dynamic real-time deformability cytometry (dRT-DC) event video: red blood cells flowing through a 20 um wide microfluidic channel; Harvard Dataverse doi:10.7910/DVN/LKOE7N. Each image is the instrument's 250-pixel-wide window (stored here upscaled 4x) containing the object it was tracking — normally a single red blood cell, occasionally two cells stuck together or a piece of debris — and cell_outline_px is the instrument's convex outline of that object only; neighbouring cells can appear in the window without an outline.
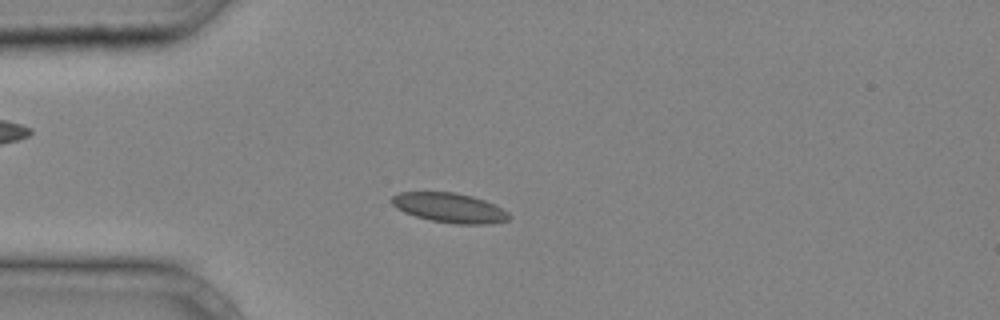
{"species": "common noctule bat (a hibernating species)", "species_latin": "Nyctalus noctula", "temperature_condition": "cold", "stored_images_in_passage": 40, "camera_frame_rate_fps": 3000, "um_per_image_px": 0.085, "animal": {"sex": "male", "body_mass_g": 20.4}, "frame": {"image": 1, "passage_image": 10, "time_ms": 3.0, "image_size_px": [1000, 320], "cell_outline_px": [[512, 216], [508, 220], [488, 224], [456, 224], [432, 220], [416, 216], [404, 212], [396, 208], [388, 200], [392, 196], [400, 192], [456, 192], [472, 196], [484, 200], [508, 212]], "centroid_in_image_um": [38.18, 17.65], "position_along_channel_um": 46.8, "area_um2": 20.23}}
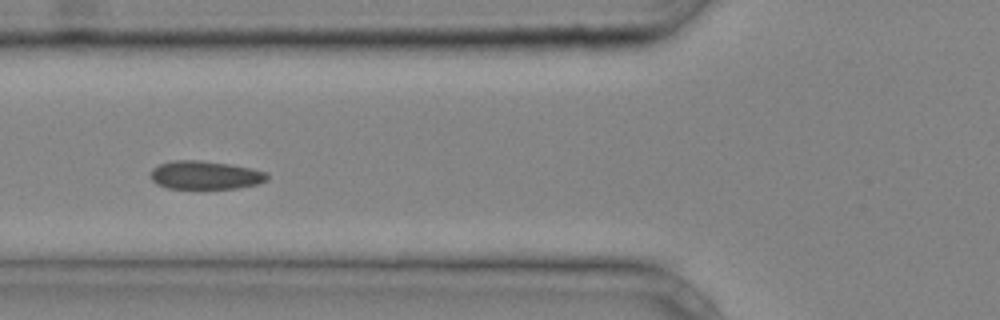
{"frame": {"image": 2, "passage_image": 15, "time_ms": 4.667, "image_size_px": [1000, 320], "cell_outline_px": [[268, 180], [256, 184], [236, 188], [168, 188], [156, 184], [152, 180], [152, 168], [160, 164], [172, 160], [200, 160], [232, 164], [252, 168], [268, 172]], "centroid_in_image_um": [17.47, 14.87], "position_along_channel_um": 108.3, "area_um2": 19.31}}
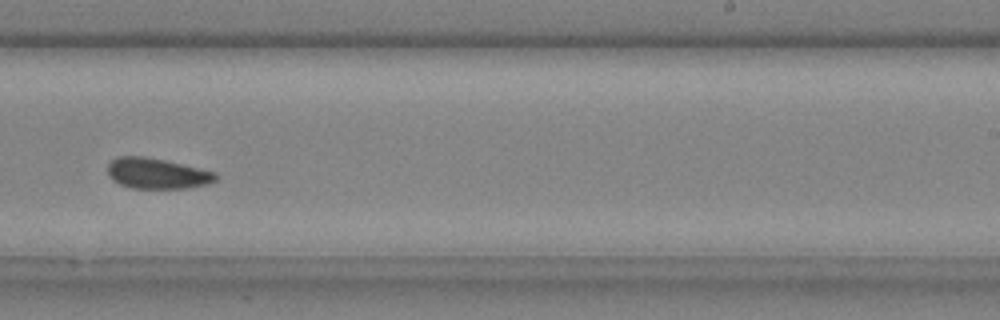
{"frame": {"image": 3, "passage_image": 26, "time_ms": 8.333, "image_size_px": [1000, 320], "cell_outline_px": [[216, 180], [208, 184], [184, 188], [132, 188], [120, 184], [112, 180], [108, 176], [108, 164], [116, 156], [144, 156], [164, 160], [200, 168], [216, 172]], "centroid_in_image_um": [13.32, 14.74], "position_along_channel_um": 275.7, "area_um2": 19.25}}